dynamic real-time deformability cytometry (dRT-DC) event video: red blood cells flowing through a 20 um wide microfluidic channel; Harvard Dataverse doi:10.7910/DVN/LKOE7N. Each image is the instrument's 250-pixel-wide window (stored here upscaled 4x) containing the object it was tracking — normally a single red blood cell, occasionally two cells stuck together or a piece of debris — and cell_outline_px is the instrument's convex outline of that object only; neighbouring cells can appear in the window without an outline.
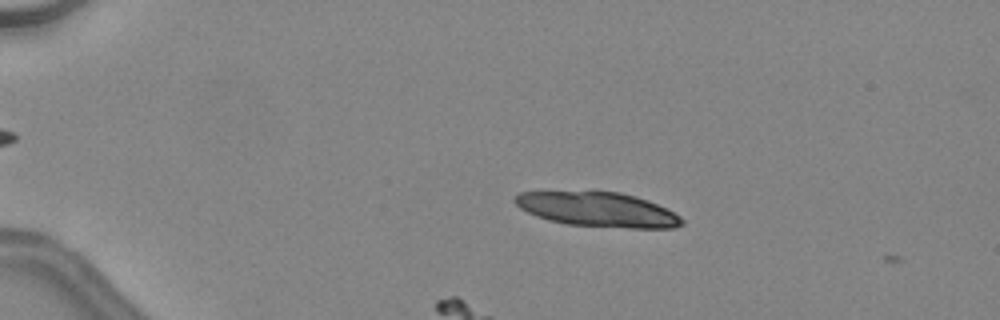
{"species": "common noctule bat (a hibernating species)", "species_latin": "Nyctalus noctula", "temperature_condition": "warm", "stored_images_in_passage": 4, "camera_frame_rate_fps": 3000, "um_per_image_px": 0.085, "animal": {"sex": "female", "body_mass_g": 24.6, "forearm_length_mm": 56.2}, "frame": {"image": 1, "passage_image": 3, "time_ms": 0.667, "image_size_px": [1000, 320], "cell_outline_px": [[684, 224], [676, 228], [628, 228], [568, 224], [548, 220], [536, 216], [520, 208], [512, 200], [512, 196], [520, 192], [620, 192], [636, 196], [648, 200], [680, 216], [684, 220]], "centroid_in_image_um": [50.8, 17.81], "position_along_channel_um": 34.2, "area_um2": 33.47}}